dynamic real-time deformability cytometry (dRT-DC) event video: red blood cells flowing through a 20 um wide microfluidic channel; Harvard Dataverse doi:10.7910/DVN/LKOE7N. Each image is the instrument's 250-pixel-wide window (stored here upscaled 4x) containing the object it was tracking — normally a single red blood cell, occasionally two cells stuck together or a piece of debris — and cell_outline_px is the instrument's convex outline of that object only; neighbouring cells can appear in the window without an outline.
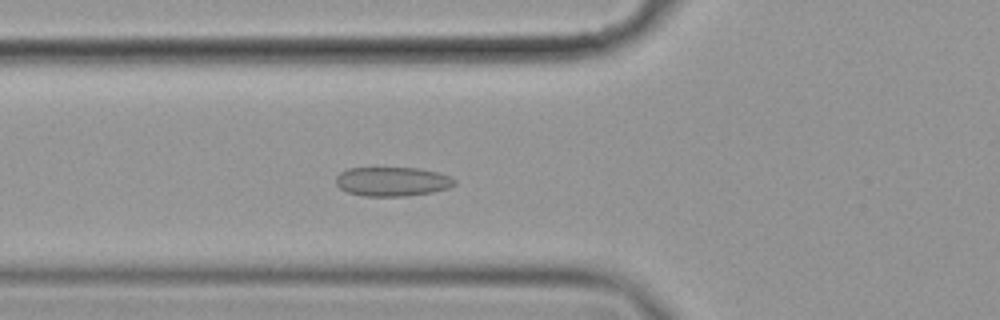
{"species": "common noctule bat (a hibernating species)", "species_latin": "Nyctalus noctula", "temperature_condition": "cold", "stored_images_in_passage": 57, "camera_frame_rate_fps": 3000, "um_per_image_px": 0.085, "animal": {"sex": "female", "body_mass_g": 19.9}, "frame": {"image": 1, "passage_image": 21, "time_ms": 6.667, "image_size_px": [1000, 320], "cell_outline_px": [[456, 184], [448, 188], [432, 192], [404, 196], [364, 196], [348, 192], [340, 188], [336, 184], [336, 176], [340, 172], [348, 168], [420, 168], [436, 172], [448, 176], [456, 180]], "centroid_in_image_um": [33.33, 15.43], "position_along_channel_um": 92.5, "area_um2": 20.11}}
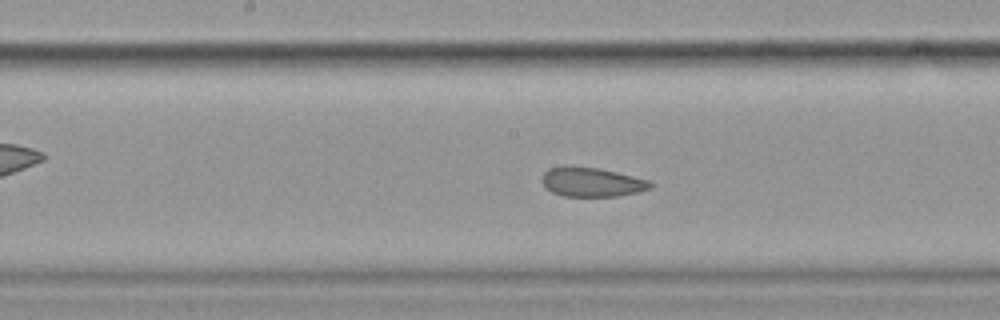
{"frame": {"image": 2, "passage_image": 30, "time_ms": 9.667, "image_size_px": [1000, 320], "cell_outline_px": [[652, 188], [636, 192], [616, 196], [564, 196], [552, 192], [544, 188], [540, 180], [544, 172], [548, 168], [568, 164], [572, 164], [596, 168], [616, 172], [648, 180], [652, 184]], "centroid_in_image_um": [50.2, 15.45], "position_along_channel_um": 198.0, "area_um2": 18.73}}
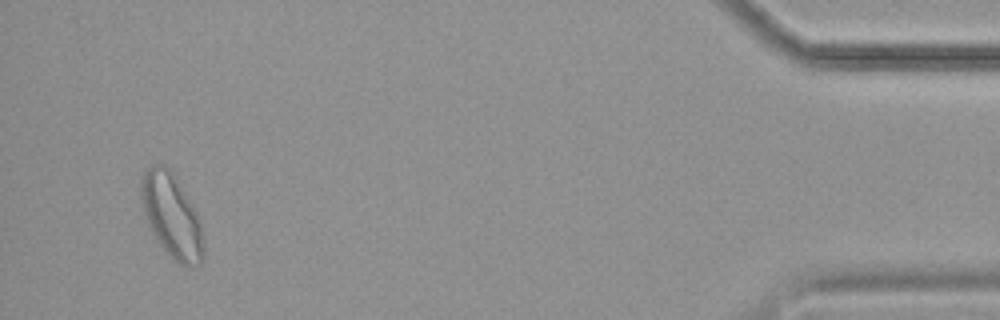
{"frame": {"image": 3, "passage_image": 55, "time_ms": 18.0, "image_size_px": [1000, 320], "cell_outline_px": [[204, 260], [200, 264], [188, 268], [172, 260], [156, 240], [144, 216], [140, 200], [140, 176], [144, 168], [152, 164], [164, 164], [172, 168], [196, 208], [200, 220], [204, 236]], "centroid_in_image_um": [14.6, 18.3], "position_along_channel_um": 420.6, "area_um2": 32.08}, "authors_computed_cell_mechanics": {"area_um2": 22.3108, "velocity_mm_per_s": 3.5156, "shape_relaxation_time_tau1_ms": null, "shape_relaxation_time_tau2_ms": 1.7216, "deformation_change_tau1": null, "deformation_change_tau2": 0.0647}}